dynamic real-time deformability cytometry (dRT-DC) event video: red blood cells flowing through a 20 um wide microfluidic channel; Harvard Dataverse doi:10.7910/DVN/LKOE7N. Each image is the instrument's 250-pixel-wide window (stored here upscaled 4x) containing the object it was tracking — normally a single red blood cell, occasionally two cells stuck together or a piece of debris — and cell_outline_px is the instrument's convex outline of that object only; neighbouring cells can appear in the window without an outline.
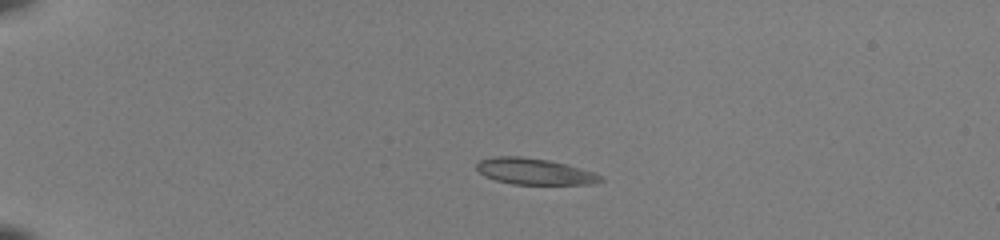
{"species": "common noctule bat (a hibernating species)", "species_latin": "Nyctalus noctula", "temperature_condition": "room temperature", "stored_images_in_passage": 39, "camera_frame_rate_fps": 3000, "um_per_image_px": 0.085, "animal": {"sex": "female", "body_mass_g": 22.0, "forearm_length_mm": 56.7}, "frame": {"image": 1, "passage_image": 1, "time_ms": 0.0, "image_size_px": [1000, 240], "cell_outline_px": [[604, 180], [596, 184], [512, 184], [496, 180], [484, 176], [476, 168], [476, 164], [480, 160], [492, 156], [524, 156], [552, 160], [568, 164], [596, 172], [604, 176]], "centroid_in_image_um": [45.49, 14.56], "position_along_channel_um": 39.5, "area_um2": 19.42}}
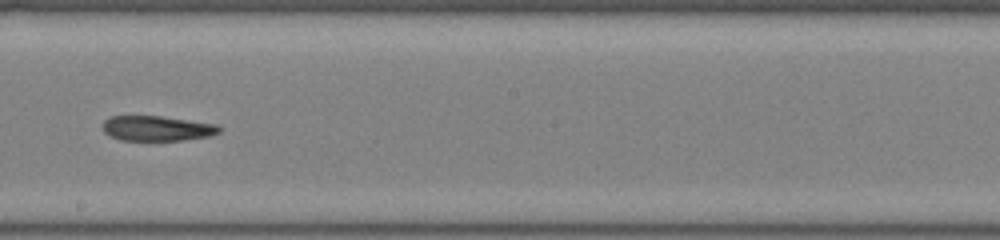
{"frame": {"image": 2, "passage_image": 20, "time_ms": 6.333, "image_size_px": [1000, 240], "cell_outline_px": [[220, 132], [208, 136], [184, 140], [120, 140], [104, 132], [104, 120], [112, 116], [160, 116], [216, 124], [220, 128]], "centroid_in_image_um": [13.35, 10.91], "position_along_channel_um": 234.9, "area_um2": 16.76}}
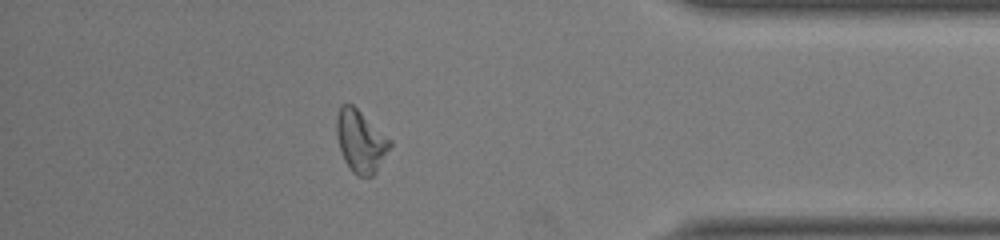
{"frame": {"image": 3, "passage_image": 34, "time_ms": 11.0, "image_size_px": [1000, 240], "cell_outline_px": [[392, 144], [376, 172], [372, 176], [356, 176], [352, 172], [344, 160], [340, 148], [336, 132], [336, 116], [340, 104], [352, 104], [392, 140]], "centroid_in_image_um": [30.65, 12.0], "position_along_channel_um": 404.6, "area_um2": 19.31}, "authors_computed_cell_mechanics": {"area_um2": 18.785, "velocity_mm_per_s": 4.0939, "shape_relaxation_time_tau1_ms": null, "shape_relaxation_time_tau2_ms": 6.8101, "deformation_change_tau1": null, "deformation_change_tau2": 0.1742}}